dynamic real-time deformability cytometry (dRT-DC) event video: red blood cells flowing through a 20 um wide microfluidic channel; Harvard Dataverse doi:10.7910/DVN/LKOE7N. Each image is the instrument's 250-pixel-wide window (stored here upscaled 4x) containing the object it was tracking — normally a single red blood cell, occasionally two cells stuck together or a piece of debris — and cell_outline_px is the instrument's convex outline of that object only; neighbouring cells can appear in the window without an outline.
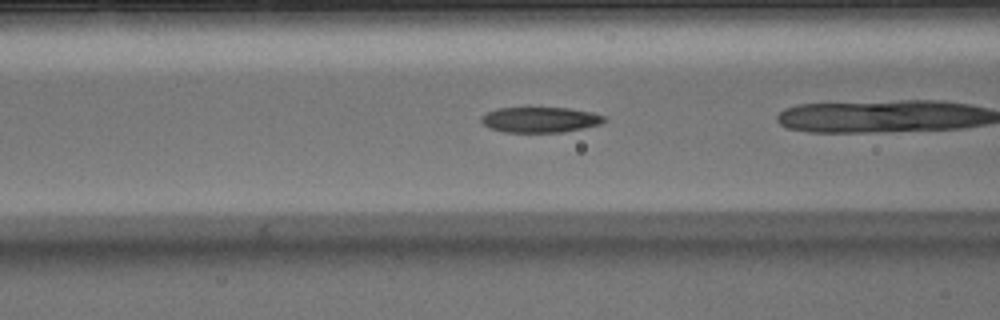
{"species": "Egyptian fruit bat (a non-hibernating species)", "species_latin": "Rousettus aegyptiacus", "temperature_condition": "warm", "stored_images_in_passage": 10, "camera_frame_rate_fps": 3000, "um_per_image_px": 0.085, "animal": {"sex": "male"}, "frame": {"image": 1, "passage_image": 8, "time_ms": 2.333, "image_size_px": [1000, 320], "cell_outline_px": [[608, 120], [600, 124], [584, 128], [564, 132], [504, 132], [488, 128], [480, 120], [480, 116], [484, 112], [496, 108], [568, 108], [592, 112], [604, 116]], "centroid_in_image_um": [45.88, 10.17], "position_along_channel_um": 120.7, "area_um2": 18.44}}